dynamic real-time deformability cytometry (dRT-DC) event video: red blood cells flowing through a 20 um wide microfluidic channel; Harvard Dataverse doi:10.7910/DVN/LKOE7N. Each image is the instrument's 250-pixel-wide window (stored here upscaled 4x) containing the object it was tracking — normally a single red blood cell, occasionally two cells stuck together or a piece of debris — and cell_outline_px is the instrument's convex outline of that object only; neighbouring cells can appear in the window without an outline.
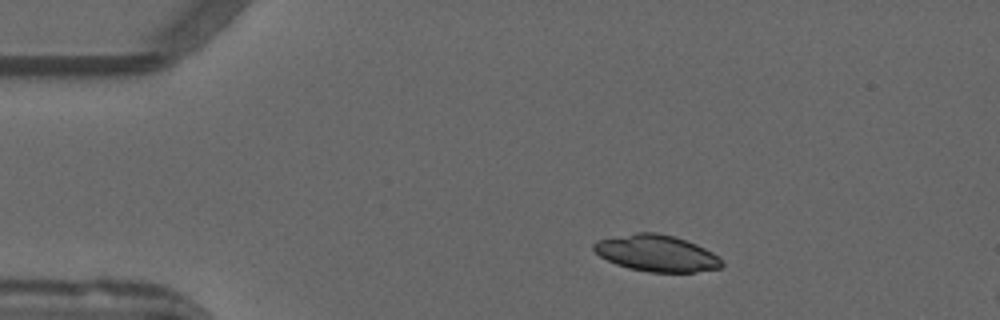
{"species": "common noctule bat (a hibernating species)", "species_latin": "Nyctalus noctula", "temperature_condition": "warm", "stored_images_in_passage": 9, "camera_frame_rate_fps": 3000, "um_per_image_px": 0.085, "animal": {"sex": "male", "forearm_length_mm": 52.5}, "frame": {"image": 1, "passage_image": 7, "time_ms": 2.0, "image_size_px": [1000, 320], "cell_outline_px": [[724, 264], [720, 268], [696, 272], [648, 272], [628, 268], [616, 264], [600, 256], [592, 248], [592, 244], [596, 240], [636, 232], [656, 232], [676, 236], [696, 244], [720, 256]], "centroid_in_image_um": [55.82, 21.52], "position_along_channel_um": 29.2, "area_um2": 27.46}}